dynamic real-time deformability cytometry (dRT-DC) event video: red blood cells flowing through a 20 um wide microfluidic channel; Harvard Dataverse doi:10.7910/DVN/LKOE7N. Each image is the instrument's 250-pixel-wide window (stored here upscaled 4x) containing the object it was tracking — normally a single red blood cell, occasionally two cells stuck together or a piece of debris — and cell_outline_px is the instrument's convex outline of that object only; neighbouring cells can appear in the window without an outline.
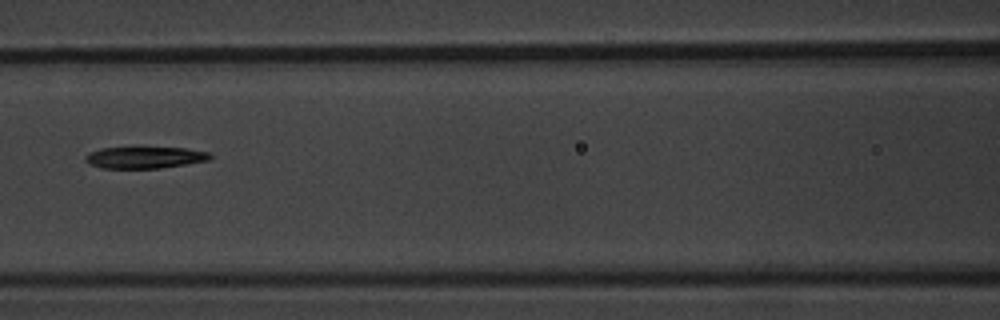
{"species": "common noctule bat (a hibernating species)", "species_latin": "Nyctalus noctula", "temperature_condition": "warm", "stored_images_in_passage": 6, "camera_frame_rate_fps": 3000, "um_per_image_px": 0.085, "animal": {"sex": "male", "body_mass_g": 20.1, "forearm_length_mm": 53.5}, "frame": {"image": 1, "passage_image": 4, "time_ms": 3.333, "image_size_px": [1000, 320], "cell_outline_px": [[212, 156], [208, 160], [160, 168], [100, 168], [88, 164], [84, 160], [84, 156], [88, 152], [100, 148], [140, 144], [184, 148], [208, 152]], "centroid_in_image_um": [12.2, 13.32], "position_along_channel_um": 154.4, "area_um2": 16.82}}
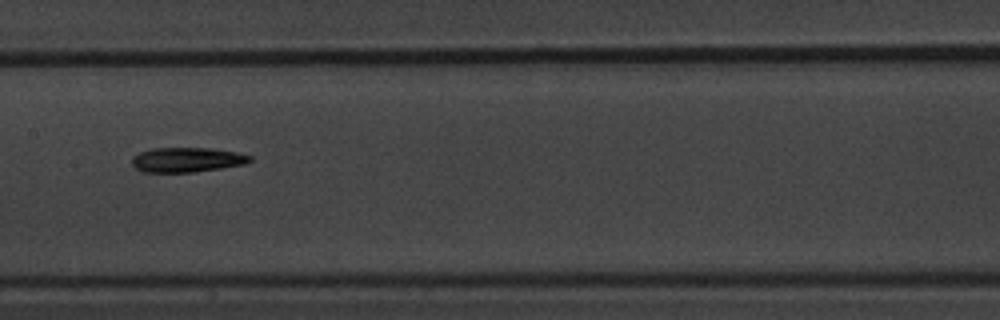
{"frame": {"image": 2, "passage_image": 5, "time_ms": 4.333, "image_size_px": [1000, 320], "cell_outline_px": [[252, 160], [244, 164], [220, 168], [192, 172], [144, 172], [136, 168], [132, 164], [132, 156], [140, 152], [152, 148], [212, 148], [236, 152], [252, 156]], "centroid_in_image_um": [15.88, 13.57], "position_along_channel_um": 191.5, "area_um2": 16.94}}
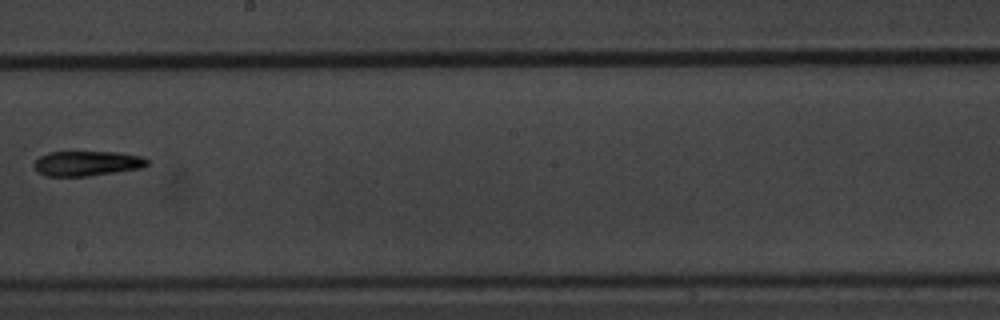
{"frame": {"image": 3, "passage_image": 6, "time_ms": 5.667, "image_size_px": [1000, 320], "cell_outline_px": [[148, 164], [144, 168], [88, 176], [44, 176], [36, 172], [32, 164], [40, 156], [48, 152], [116, 152], [140, 156], [148, 160]], "centroid_in_image_um": [7.36, 13.9], "position_along_channel_um": 240.8, "area_um2": 16.59}}